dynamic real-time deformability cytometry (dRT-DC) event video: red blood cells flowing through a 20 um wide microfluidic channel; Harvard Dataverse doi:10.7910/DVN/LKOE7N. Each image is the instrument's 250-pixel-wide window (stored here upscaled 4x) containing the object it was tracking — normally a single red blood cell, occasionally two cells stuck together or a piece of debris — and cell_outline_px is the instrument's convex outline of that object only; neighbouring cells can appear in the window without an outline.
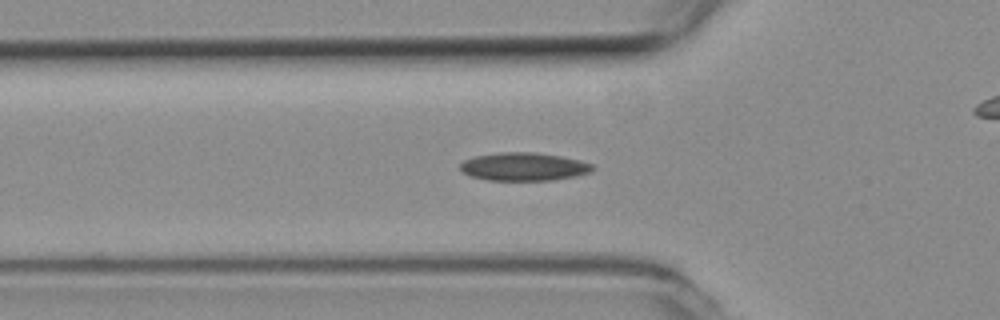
{"species": "common noctule bat (a hibernating species)", "species_latin": "Nyctalus noctula", "temperature_condition": "room temperature", "stored_images_in_passage": 39, "camera_frame_rate_fps": 3000, "um_per_image_px": 0.085, "animal": {"sex": "female", "body_mass_g": 19.3, "forearm_length_mm": 54.1}, "frame": {"image": 1, "passage_image": 9, "time_ms": 2.667, "image_size_px": [1000, 320], "cell_outline_px": [[596, 168], [588, 172], [576, 176], [552, 180], [488, 180], [472, 176], [464, 172], [460, 168], [460, 164], [464, 160], [476, 156], [504, 152], [536, 152], [560, 156], [580, 160], [592, 164]], "centroid_in_image_um": [44.55, 14.16], "position_along_channel_um": 81.3, "area_um2": 21.5}}
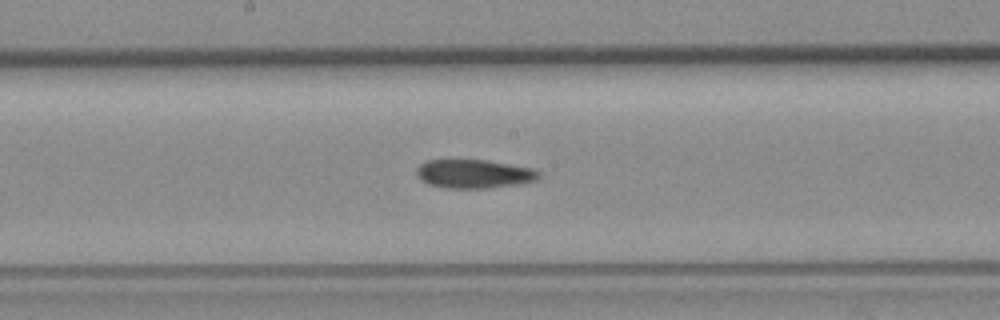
{"frame": {"image": 2, "passage_image": 19, "time_ms": 6.0, "image_size_px": [1000, 320], "cell_outline_px": [[540, 176], [536, 180], [520, 184], [488, 188], [444, 188], [428, 184], [420, 180], [416, 176], [416, 168], [420, 164], [428, 160], [488, 160], [532, 168], [540, 172]], "centroid_in_image_um": [40.27, 14.78], "position_along_channel_um": 207.9, "area_um2": 20.63}}
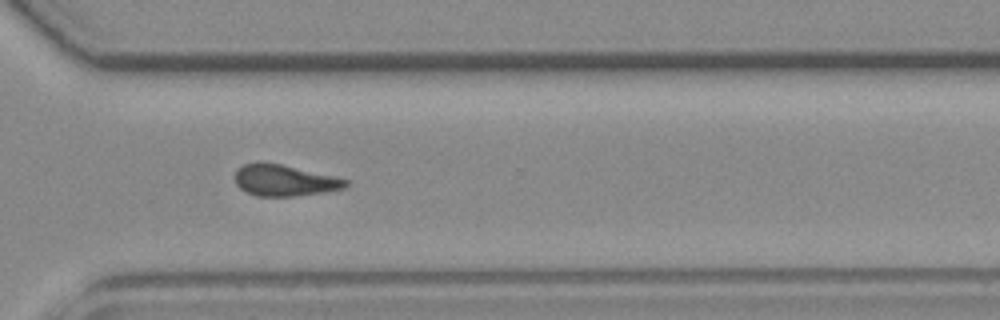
{"frame": {"image": 3, "passage_image": 30, "time_ms": 9.667, "image_size_px": [1000, 320], "cell_outline_px": [[348, 184], [344, 188], [324, 192], [296, 196], [256, 196], [240, 188], [236, 184], [236, 168], [244, 164], [280, 164], [336, 176], [348, 180]], "centroid_in_image_um": [24.21, 15.35], "position_along_channel_um": 346.4, "area_um2": 19.83}}